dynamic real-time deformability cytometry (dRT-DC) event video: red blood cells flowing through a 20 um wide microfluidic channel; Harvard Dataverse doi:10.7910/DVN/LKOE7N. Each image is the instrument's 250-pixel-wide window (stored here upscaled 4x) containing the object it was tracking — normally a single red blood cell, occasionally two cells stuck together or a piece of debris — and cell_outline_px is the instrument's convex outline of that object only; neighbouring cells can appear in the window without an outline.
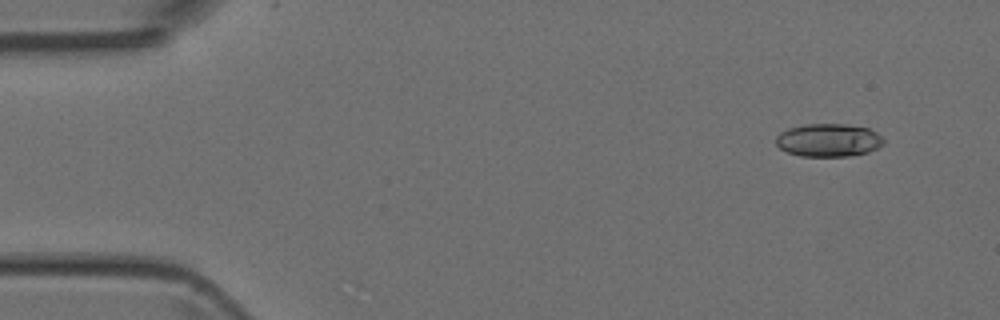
{"species": "Egyptian fruit bat (a non-hibernating species)", "species_latin": "Rousettus aegyptiacus", "temperature_condition": "room temperature", "stored_images_in_passage": 4, "camera_frame_rate_fps": 3000, "um_per_image_px": 0.085, "animal": {"sex": "female"}, "frame": {"image": 1, "passage_image": 1, "time_ms": 0.0, "image_size_px": [1000, 320], "cell_outline_px": [[884, 144], [868, 152], [848, 156], [800, 156], [788, 152], [780, 148], [776, 144], [776, 136], [780, 132], [788, 128], [804, 124], [848, 124], [868, 128], [876, 132], [884, 140]], "centroid_in_image_um": [70.41, 11.91], "position_along_channel_um": 14.6, "area_um2": 20.75}}
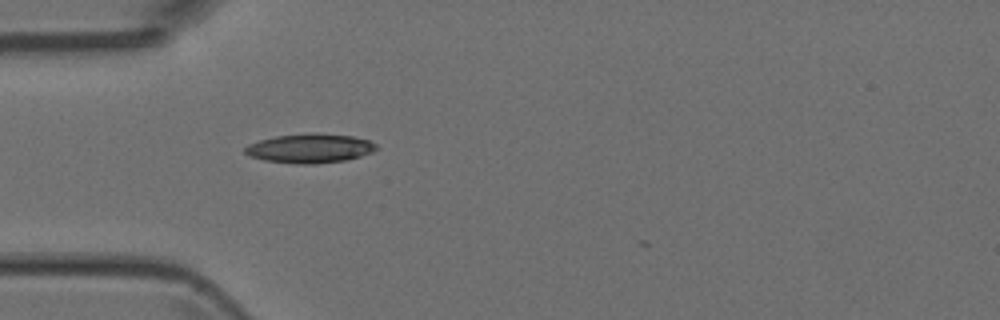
{"frame": {"image": 2, "passage_image": 4, "time_ms": 3.667, "image_size_px": [1000, 320], "cell_outline_px": [[376, 148], [372, 152], [360, 156], [344, 160], [312, 164], [304, 164], [264, 160], [252, 156], [244, 152], [244, 148], [248, 144], [260, 140], [276, 136], [312, 132], [316, 132], [352, 136], [368, 140], [376, 144]], "centroid_in_image_um": [26.33, 12.59], "position_along_channel_um": 58.7, "area_um2": 22.14}}